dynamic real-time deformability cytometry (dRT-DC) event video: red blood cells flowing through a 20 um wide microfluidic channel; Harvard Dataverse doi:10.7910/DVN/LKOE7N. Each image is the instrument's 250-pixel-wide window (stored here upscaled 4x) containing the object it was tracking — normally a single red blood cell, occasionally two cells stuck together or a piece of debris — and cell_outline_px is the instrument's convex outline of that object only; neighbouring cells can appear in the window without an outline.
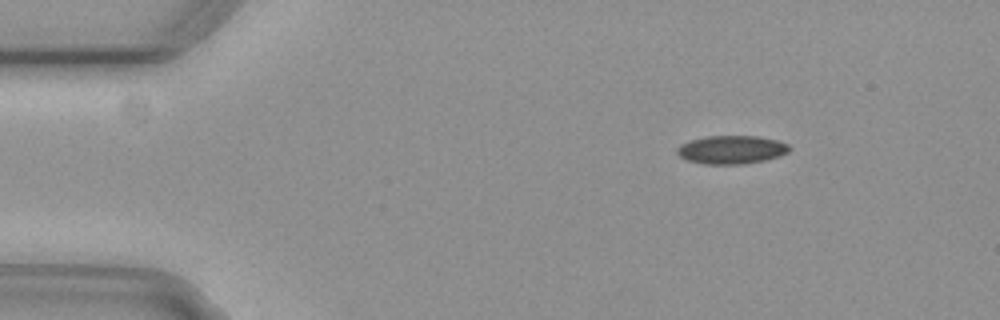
{"species": "common noctule bat (a hibernating species)", "species_latin": "Nyctalus noctula", "temperature_condition": "cold", "stored_images_in_passage": 6, "camera_frame_rate_fps": 3000, "um_per_image_px": 0.085, "animal": {"sex": "female", "body_mass_g": 29.2, "forearm_length_mm": 56.3}, "frame": {"image": 1, "passage_image": 1, "time_ms": 0.0, "image_size_px": [1000, 320], "cell_outline_px": [[792, 148], [788, 152], [780, 156], [764, 160], [744, 164], [704, 164], [688, 160], [680, 156], [676, 152], [676, 148], [680, 144], [688, 140], [708, 136], [756, 136], [776, 140], [788, 144]], "centroid_in_image_um": [62.17, 12.72], "position_along_channel_um": 22.8, "area_um2": 18.61}}